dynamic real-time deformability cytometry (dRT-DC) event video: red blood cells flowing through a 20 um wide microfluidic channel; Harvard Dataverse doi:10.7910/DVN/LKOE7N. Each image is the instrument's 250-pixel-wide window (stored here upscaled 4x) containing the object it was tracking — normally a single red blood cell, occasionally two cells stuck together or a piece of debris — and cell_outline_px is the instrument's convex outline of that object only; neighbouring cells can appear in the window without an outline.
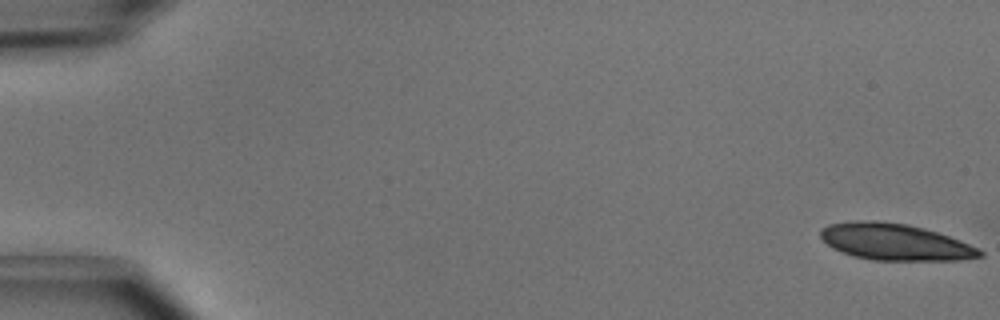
{"species": "common noctule bat (a hibernating species)", "species_latin": "Nyctalus noctula", "temperature_condition": "cold", "stored_images_in_passage": 18, "camera_frame_rate_fps": 3000, "um_per_image_px": 0.085, "animal": {"sex": "male", "body_mass_g": 15.6}, "frame": {"image": 1, "passage_image": 1, "time_ms": 0.0, "image_size_px": [1000, 320], "cell_outline_px": [[984, 256], [960, 260], [872, 260], [852, 256], [832, 248], [820, 236], [820, 228], [828, 224], [852, 220], [876, 220], [908, 224], [924, 228], [960, 240], [984, 252]], "centroid_in_image_um": [76.03, 20.56], "position_along_channel_um": 9.0, "area_um2": 34.04}}